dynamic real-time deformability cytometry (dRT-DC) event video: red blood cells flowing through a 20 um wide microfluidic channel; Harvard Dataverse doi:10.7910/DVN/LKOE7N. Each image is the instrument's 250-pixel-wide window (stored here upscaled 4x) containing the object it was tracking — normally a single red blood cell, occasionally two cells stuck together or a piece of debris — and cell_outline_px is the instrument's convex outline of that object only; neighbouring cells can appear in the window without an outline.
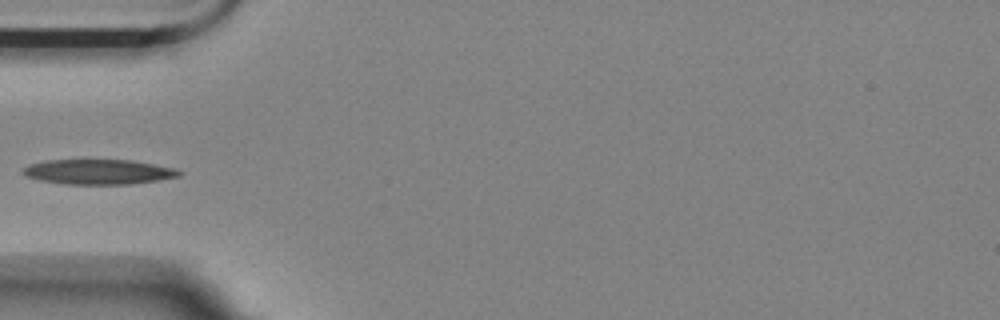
{"species": "Egyptian fruit bat (a non-hibernating species)", "species_latin": "Rousettus aegyptiacus", "temperature_condition": "room temperature", "stored_images_in_passage": 39, "camera_frame_rate_fps": 3000, "um_per_image_px": 0.085, "animal": {"sex": "female"}, "frame": {"image": 1, "passage_image": 1, "time_ms": 0.0, "image_size_px": [1000, 320], "cell_outline_px": [[184, 172], [180, 176], [160, 180], [132, 184], [64, 184], [40, 180], [24, 176], [20, 172], [28, 164], [44, 160], [132, 160], [172, 168]], "centroid_in_image_um": [8.33, 14.61], "position_along_channel_um": 76.7, "area_um2": 22.83}}
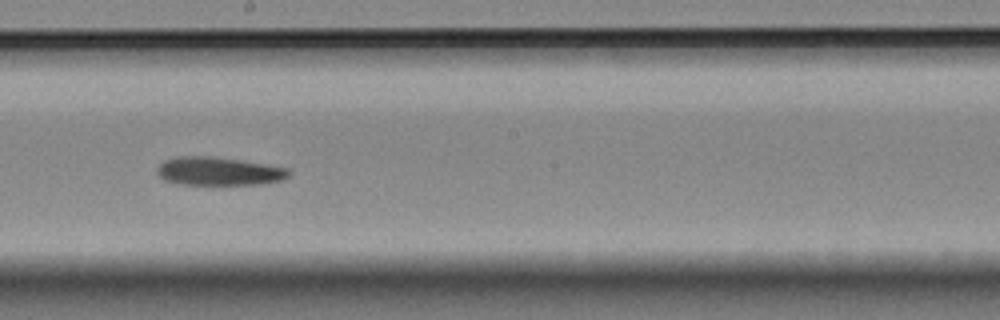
{"frame": {"image": 2, "passage_image": 14, "time_ms": 4.333, "image_size_px": [1000, 320], "cell_outline_px": [[292, 172], [284, 180], [260, 184], [180, 184], [164, 180], [156, 172], [156, 168], [164, 160], [176, 156], [212, 156], [240, 160], [288, 168]], "centroid_in_image_um": [18.58, 14.55], "position_along_channel_um": 229.6, "area_um2": 21.79}}
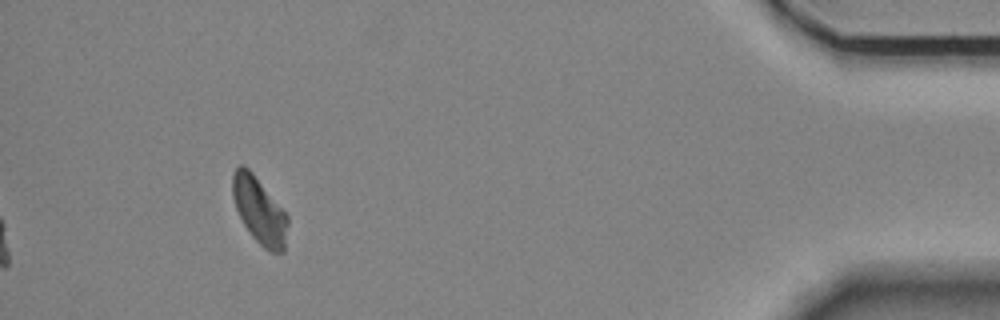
{"frame": {"image": 3, "passage_image": 35, "time_ms": 11.333, "image_size_px": [1000, 320], "cell_outline_px": [[288, 224], [284, 252], [272, 252], [264, 248], [252, 236], [244, 224], [236, 208], [232, 196], [232, 172], [240, 164], [244, 164], [252, 172], [288, 216]], "centroid_in_image_um": [22.03, 17.88], "position_along_channel_um": 413.2, "area_um2": 21.15}}